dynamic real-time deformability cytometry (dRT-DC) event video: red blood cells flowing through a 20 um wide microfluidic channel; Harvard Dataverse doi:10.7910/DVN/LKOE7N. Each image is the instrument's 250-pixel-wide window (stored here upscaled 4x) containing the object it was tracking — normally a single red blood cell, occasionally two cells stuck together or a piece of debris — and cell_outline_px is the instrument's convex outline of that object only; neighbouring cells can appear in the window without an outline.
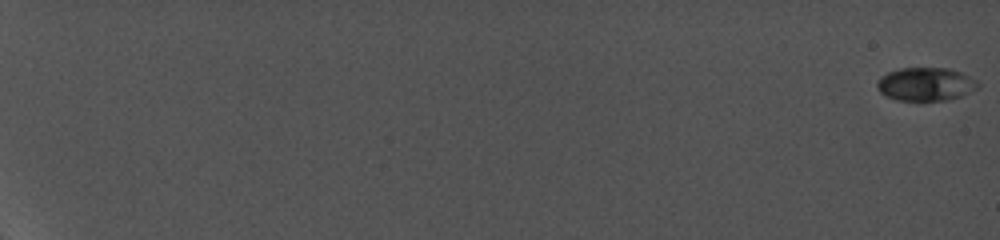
{"species": "common noctule bat (a hibernating species)", "species_latin": "Nyctalus noctula", "temperature_condition": "cold", "stored_images_in_passage": 52, "camera_frame_rate_fps": 5000, "um_per_image_px": 0.085, "animal": {"sex": "female", "body_mass_g": 19.0, "forearm_length_mm": 56.7}, "frame": {"image": 1, "passage_image": 1, "time_ms": 0.0, "image_size_px": [1000, 240], "cell_outline_px": [[980, 84], [976, 88], [960, 96], [944, 100], [896, 100], [880, 92], [876, 88], [876, 80], [880, 76], [888, 72], [900, 68], [948, 68], [960, 72], [976, 80]], "centroid_in_image_um": [78.63, 7.14], "position_along_channel_um": 6.4, "area_um2": 19.42}}
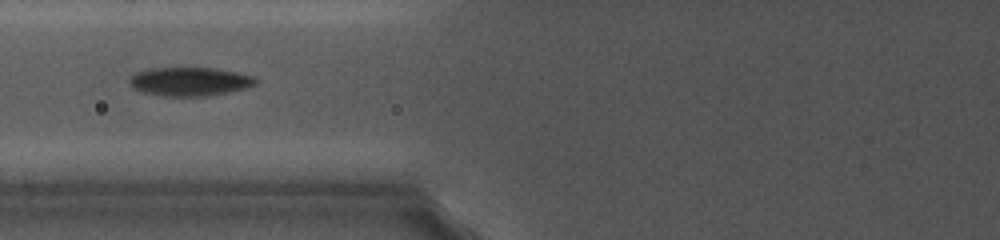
{"frame": {"image": 2, "passage_image": 28, "time_ms": 10.0, "image_size_px": [1000, 240], "cell_outline_px": [[260, 80], [256, 84], [248, 88], [228, 92], [204, 96], [160, 96], [144, 92], [132, 88], [128, 84], [128, 80], [136, 72], [152, 68], [216, 68], [236, 72], [252, 76]], "centroid_in_image_um": [16.13, 6.93], "position_along_channel_um": 109.7, "area_um2": 21.21}}
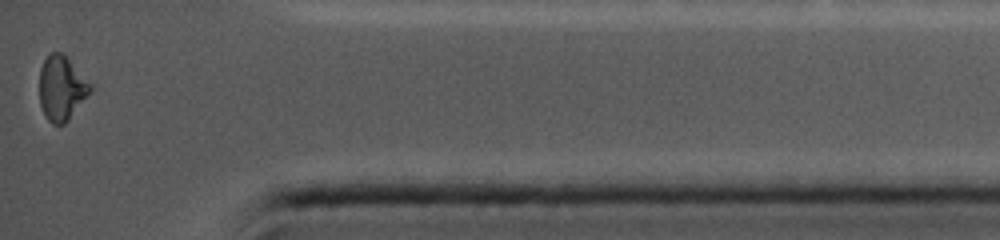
{"frame": {"image": 3, "passage_image": 52, "time_ms": 18.6, "image_size_px": [1000, 240], "cell_outline_px": [[96, 84], [68, 120], [64, 124], [52, 124], [48, 120], [40, 104], [40, 68], [48, 52], [60, 52]], "centroid_in_image_um": [5.27, 7.46], "position_along_channel_um": 429.9, "area_um2": 19.25}, "authors_computed_cell_mechanics": {"area_um2": 19.5075, "velocity_mm_per_s": 3.8314, "shape_relaxation_time_tau1_ms": 7.3886, "shape_relaxation_time_tau2_ms": 1.4769, "deformation_change_tau1": 0.2015, "deformation_change_tau2": 0.0502}}